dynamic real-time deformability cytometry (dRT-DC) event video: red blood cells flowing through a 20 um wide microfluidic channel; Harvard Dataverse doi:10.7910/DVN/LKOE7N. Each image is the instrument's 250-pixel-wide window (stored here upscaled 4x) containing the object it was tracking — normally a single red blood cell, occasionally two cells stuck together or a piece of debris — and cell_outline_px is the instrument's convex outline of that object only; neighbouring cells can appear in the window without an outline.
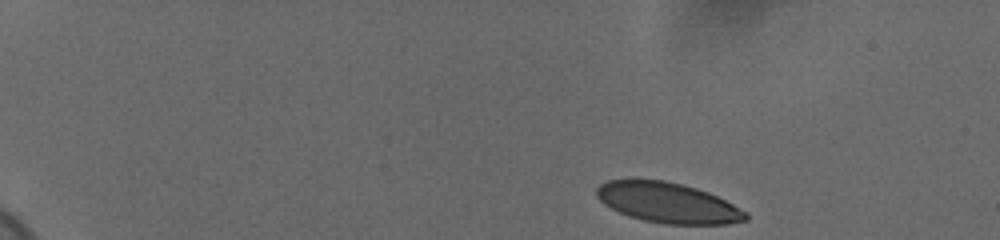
{"species": "human", "species_latin": "Homo sapiens", "temperature_condition": "cold", "stored_images_in_passage": 49, "camera_frame_rate_fps": 3000, "um_per_image_px": 0.085, "donor": {"sex": "female"}, "frame": {"image": 1, "passage_image": 1, "time_ms": 0.0, "image_size_px": [1000, 240], "cell_outline_px": [[748, 220], [728, 224], [664, 224], [644, 220], [628, 216], [604, 204], [596, 196], [596, 188], [600, 184], [608, 180], [664, 180], [696, 188], [708, 192], [748, 212]], "centroid_in_image_um": [56.78, 17.24], "position_along_channel_um": 28.2, "area_um2": 34.8}}
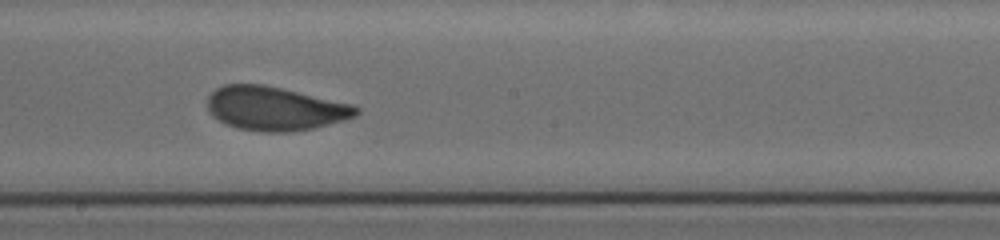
{"frame": {"image": 2, "passage_image": 27, "time_ms": 8.667, "image_size_px": [1000, 240], "cell_outline_px": [[360, 112], [356, 116], [344, 120], [312, 128], [288, 132], [260, 132], [236, 128], [224, 124], [212, 116], [208, 112], [208, 96], [216, 88], [224, 84], [260, 84], [280, 88], [352, 104], [360, 108]], "centroid_in_image_um": [23.34, 9.23], "position_along_channel_um": 224.9, "area_um2": 37.97}}
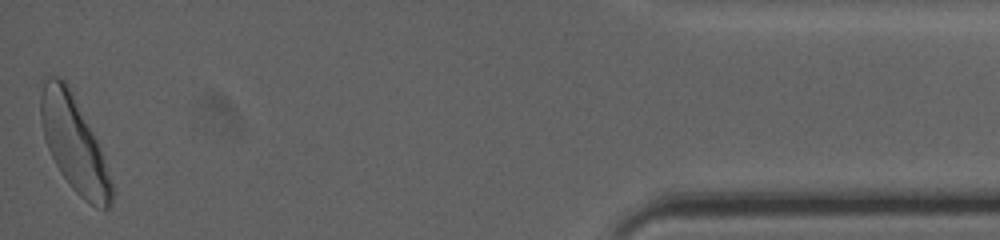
{"frame": {"image": 3, "passage_image": 49, "time_ms": 16.0, "image_size_px": [1000, 240], "cell_outline_px": [[112, 200], [108, 208], [96, 208], [84, 200], [72, 188], [60, 172], [48, 148], [44, 136], [40, 120], [40, 96], [44, 76], [56, 76], [64, 80], [92, 132], [96, 140], [112, 184]], "centroid_in_image_um": [6.25, 12.23], "position_along_channel_um": 429.0, "area_um2": 38.03}, "authors_computed_cell_mechanics": {"area_um2": 37.1654, "velocity_mm_per_s": 3.6745, "shape_relaxation_time_tau1_ms": 3.4073, "shape_relaxation_time_tau2_ms": 0.7316, "deformation_change_tau1": 0.1142, "deformation_change_tau2": 0.0649}}